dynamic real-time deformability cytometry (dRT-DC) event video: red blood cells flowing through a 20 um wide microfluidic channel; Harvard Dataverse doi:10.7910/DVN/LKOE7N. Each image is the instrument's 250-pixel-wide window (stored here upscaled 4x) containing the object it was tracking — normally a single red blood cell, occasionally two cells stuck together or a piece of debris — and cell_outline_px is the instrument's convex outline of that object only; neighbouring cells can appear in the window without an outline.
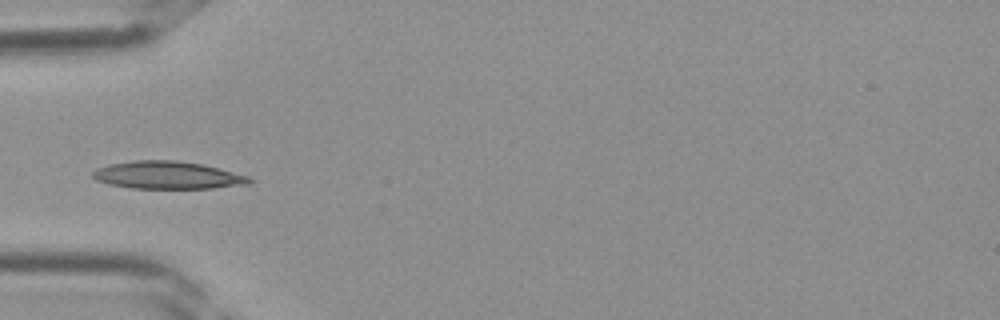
{"species": "Egyptian fruit bat (a non-hibernating species)", "species_latin": "Rousettus aegyptiacus", "temperature_condition": "room temperature", "stored_images_in_passage": 38, "camera_frame_rate_fps": 3000, "um_per_image_px": 0.085, "frame": {"image": 1, "passage_image": 12, "time_ms": 3.667, "image_size_px": [1000, 320], "cell_outline_px": [[256, 180], [248, 184], [212, 188], [132, 188], [108, 184], [96, 180], [92, 176], [92, 172], [96, 168], [108, 164], [136, 160], [176, 160], [204, 164], [248, 176]], "centroid_in_image_um": [14.24, 14.88], "position_along_channel_um": 70.8, "area_um2": 25.32}}